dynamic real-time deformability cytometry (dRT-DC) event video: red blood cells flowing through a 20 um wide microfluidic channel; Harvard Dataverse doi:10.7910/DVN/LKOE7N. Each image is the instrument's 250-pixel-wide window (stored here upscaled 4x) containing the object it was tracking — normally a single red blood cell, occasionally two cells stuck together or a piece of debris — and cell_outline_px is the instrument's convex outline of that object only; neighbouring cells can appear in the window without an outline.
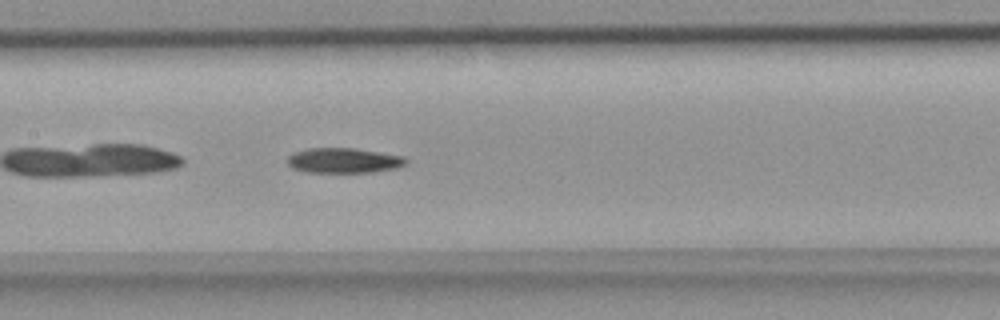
{"species": "common noctule bat (a hibernating species)", "species_latin": "Nyctalus noctula", "temperature_condition": "room temperature", "stored_images_in_passage": 34, "camera_frame_rate_fps": 3000, "um_per_image_px": 0.085, "animal": {"sex": "female", "body_mass_g": 18.4}, "frame": {"image": 1, "passage_image": 9, "time_ms": 2.667, "image_size_px": [1000, 320], "cell_outline_px": [[408, 160], [404, 164], [396, 168], [372, 172], [304, 172], [292, 168], [288, 164], [288, 156], [296, 152], [308, 148], [356, 148], [404, 156]], "centroid_in_image_um": [29.22, 13.64], "position_along_channel_um": 178.2, "area_um2": 17.28}}
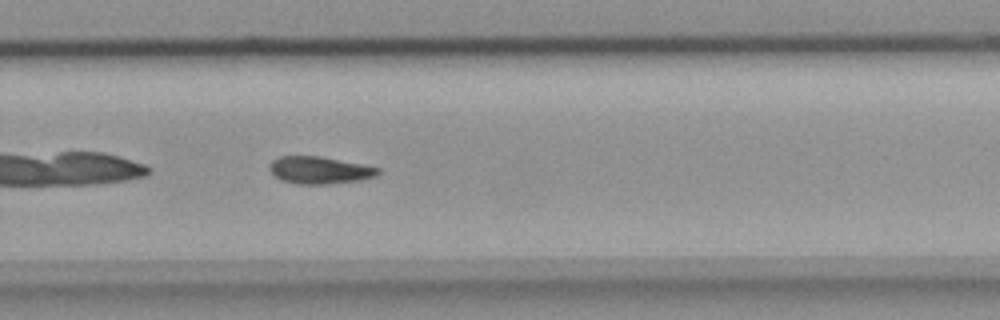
{"frame": {"image": 2, "passage_image": 18, "time_ms": 5.667, "image_size_px": [1000, 320], "cell_outline_px": [[380, 172], [376, 176], [360, 180], [324, 184], [296, 184], [280, 180], [268, 168], [268, 164], [272, 160], [280, 156], [320, 156], [380, 168]], "centroid_in_image_um": [27.12, 14.46], "position_along_channel_um": 302.7, "area_um2": 17.17}}
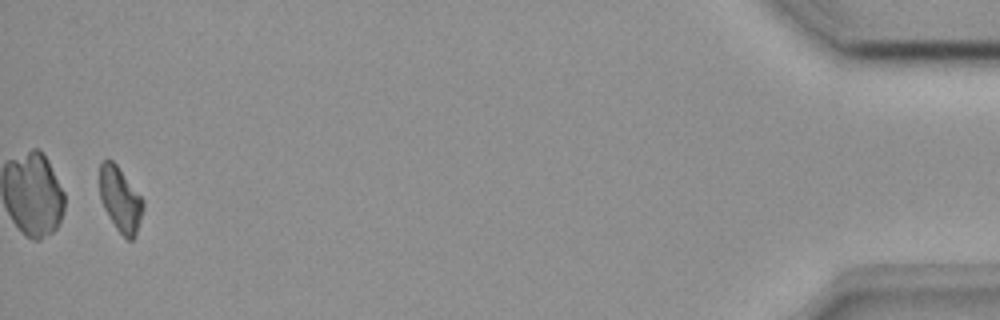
{"frame": {"image": 3, "passage_image": 33, "time_ms": 10.667, "image_size_px": [1000, 320], "cell_outline_px": [[144, 208], [136, 232], [132, 240], [128, 240], [116, 228], [104, 208], [100, 200], [100, 160], [112, 160], [116, 164], [144, 200]], "centroid_in_image_um": [10.22, 16.93], "position_along_channel_um": 425.0, "area_um2": 16.18}}